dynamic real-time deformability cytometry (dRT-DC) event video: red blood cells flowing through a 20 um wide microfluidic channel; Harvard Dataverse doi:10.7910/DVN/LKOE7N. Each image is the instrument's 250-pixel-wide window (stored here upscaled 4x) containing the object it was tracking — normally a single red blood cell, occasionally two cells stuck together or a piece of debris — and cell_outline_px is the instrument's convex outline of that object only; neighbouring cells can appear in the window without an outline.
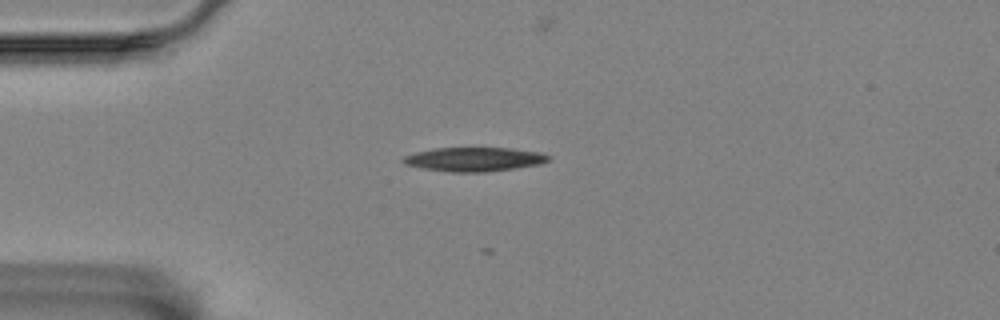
{"species": "Egyptian fruit bat (a non-hibernating species)", "species_latin": "Rousettus aegyptiacus", "temperature_condition": "room temperature", "stored_images_in_passage": 19, "camera_frame_rate_fps": 3000, "um_per_image_px": 0.085, "animal": {"sex": "female"}, "frame": {"image": 1, "passage_image": 1, "time_ms": 0.0, "image_size_px": [1000, 320], "cell_outline_px": [[548, 160], [540, 164], [516, 168], [484, 172], [452, 172], [424, 168], [404, 164], [400, 160], [404, 156], [416, 152], [432, 148], [512, 148], [540, 152], [548, 156]], "centroid_in_image_um": [40.28, 13.53], "position_along_channel_um": 44.7, "area_um2": 20.23}}
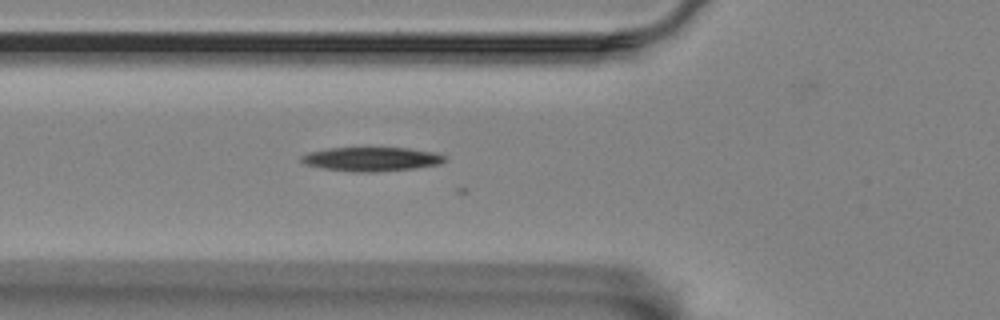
{"frame": {"image": 2, "passage_image": 7, "time_ms": 2.0, "image_size_px": [1000, 320], "cell_outline_px": [[448, 160], [440, 164], [412, 168], [376, 172], [364, 172], [324, 168], [308, 164], [300, 160], [300, 156], [308, 152], [328, 148], [408, 148], [432, 152], [444, 156]], "centroid_in_image_um": [31.59, 13.51], "position_along_channel_um": 94.2, "area_um2": 19.71}}